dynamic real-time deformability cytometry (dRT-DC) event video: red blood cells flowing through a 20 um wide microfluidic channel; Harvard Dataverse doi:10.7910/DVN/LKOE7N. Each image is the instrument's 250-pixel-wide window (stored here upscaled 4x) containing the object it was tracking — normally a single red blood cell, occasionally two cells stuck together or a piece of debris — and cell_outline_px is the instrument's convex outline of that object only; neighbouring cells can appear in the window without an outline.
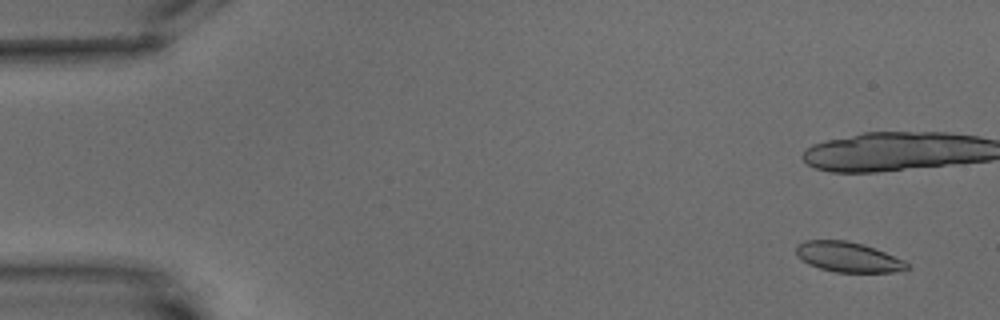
{"species": "common noctule bat (a hibernating species)", "species_latin": "Nyctalus noctula", "temperature_condition": "warm", "stored_images_in_passage": 9, "camera_frame_rate_fps": 3000, "um_per_image_px": 0.085, "animal": {"sex": "male", "body_mass_g": 15.6}, "frame": {"image": 1, "passage_image": 1, "time_ms": 0.0, "image_size_px": [1000, 320], "cell_outline_px": [[908, 268], [892, 272], [836, 272], [820, 268], [808, 264], [796, 256], [796, 244], [804, 240], [848, 240], [864, 244], [904, 260], [908, 264]], "centroid_in_image_um": [72.03, 21.83], "position_along_channel_um": 13.0, "area_um2": 19.42}}